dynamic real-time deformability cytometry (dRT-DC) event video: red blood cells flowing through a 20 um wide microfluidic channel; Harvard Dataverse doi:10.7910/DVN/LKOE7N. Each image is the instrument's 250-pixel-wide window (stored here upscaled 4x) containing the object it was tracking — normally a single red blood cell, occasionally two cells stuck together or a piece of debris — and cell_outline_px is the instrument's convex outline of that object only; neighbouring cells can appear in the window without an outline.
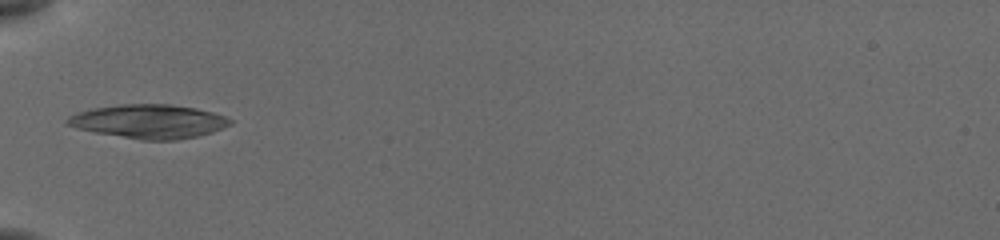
{"species": "common noctule bat (a hibernating species)", "species_latin": "Nyctalus noctula", "temperature_condition": "cold", "stored_images_in_passage": 9, "camera_frame_rate_fps": 3000, "um_per_image_px": 0.085, "animal": {"sex": "female", "body_mass_g": 19.5, "forearm_length_mm": 54.1}, "frame": {"image": 1, "passage_image": 1, "time_ms": 0.0, "image_size_px": [1000, 240], "cell_outline_px": [[232, 124], [212, 132], [196, 136], [176, 140], [140, 140], [92, 132], [76, 128], [64, 124], [64, 120], [68, 116], [92, 108], [120, 104], [172, 104], [196, 108], [212, 112], [224, 116], [232, 120]], "centroid_in_image_um": [12.62, 10.32], "position_along_channel_um": 72.4, "area_um2": 32.31}}
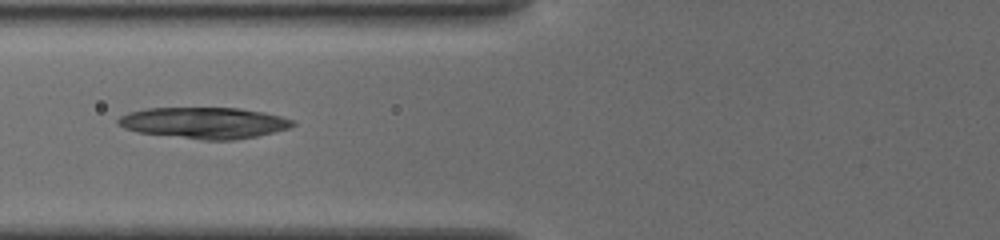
{"frame": {"image": 2, "passage_image": 4, "time_ms": 1.0, "image_size_px": [1000, 240], "cell_outline_px": [[296, 124], [292, 128], [256, 136], [232, 140], [204, 140], [136, 132], [124, 128], [116, 124], [116, 120], [120, 116], [128, 112], [148, 108], [240, 108], [264, 112], [280, 116], [292, 120]], "centroid_in_image_um": [17.34, 10.44], "position_along_channel_um": 108.5, "area_um2": 31.91}}
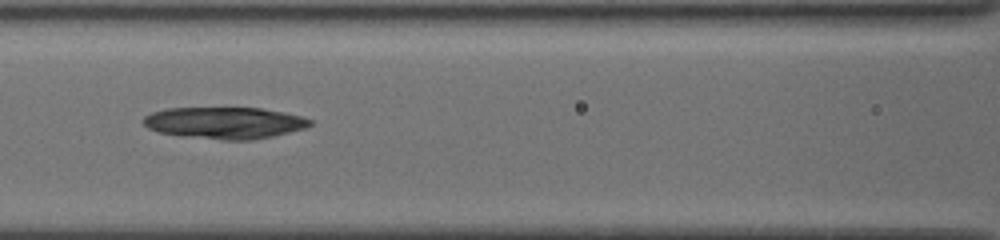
{"frame": {"image": 3, "passage_image": 7, "time_ms": 2.0, "image_size_px": [1000, 240], "cell_outline_px": [[312, 124], [308, 128], [272, 136], [252, 140], [224, 140], [180, 136], [160, 132], [148, 128], [144, 124], [144, 116], [152, 112], [168, 108], [260, 108], [284, 112], [300, 116], [312, 120]], "centroid_in_image_um": [19.12, 10.45], "position_along_channel_um": 147.5, "area_um2": 30.81}}